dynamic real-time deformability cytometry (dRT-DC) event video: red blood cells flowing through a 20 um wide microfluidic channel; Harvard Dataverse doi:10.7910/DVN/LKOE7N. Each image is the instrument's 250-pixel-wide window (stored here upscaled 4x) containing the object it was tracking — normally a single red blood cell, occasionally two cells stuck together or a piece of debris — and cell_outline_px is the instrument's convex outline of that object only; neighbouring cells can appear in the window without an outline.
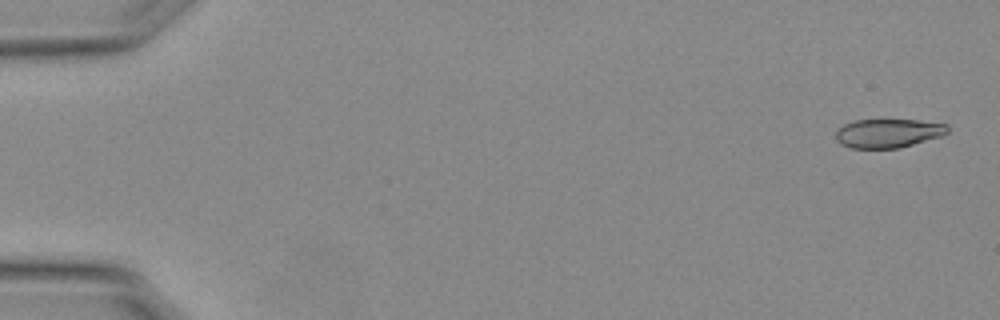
{"species": "Egyptian fruit bat (a non-hibernating species)", "species_latin": "Rousettus aegyptiacus", "temperature_condition": "warm", "stored_images_in_passage": 51, "camera_frame_rate_fps": 3000, "um_per_image_px": 0.085, "animal": {"sex": "female"}, "frame": {"image": 1, "passage_image": 2, "time_ms": 0.333, "image_size_px": [1000, 320], "cell_outline_px": [[948, 132], [940, 136], [900, 148], [852, 148], [840, 144], [836, 140], [836, 132], [844, 124], [856, 120], [884, 116], [920, 120], [948, 124]], "centroid_in_image_um": [75.49, 11.26], "position_along_channel_um": 9.5, "area_um2": 19.65}}
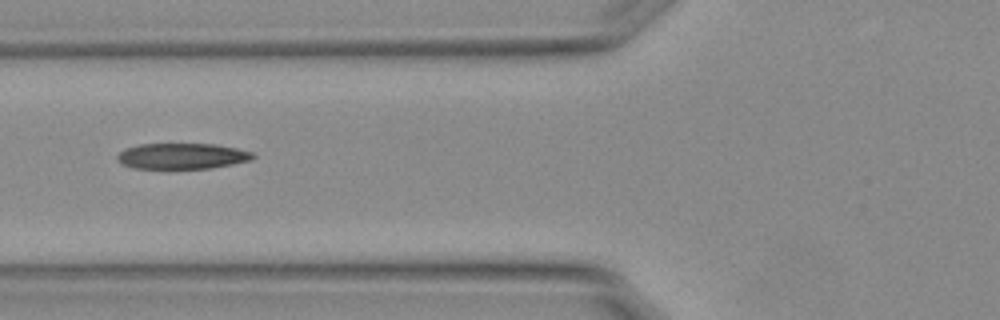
{"frame": {"image": 2, "passage_image": 22, "time_ms": 7.0, "image_size_px": [1000, 320], "cell_outline_px": [[256, 156], [252, 160], [212, 168], [132, 168], [124, 164], [116, 156], [124, 148], [136, 144], [216, 144], [236, 148], [252, 152]], "centroid_in_image_um": [15.5, 13.26], "position_along_channel_um": 110.3, "area_um2": 20.35}}
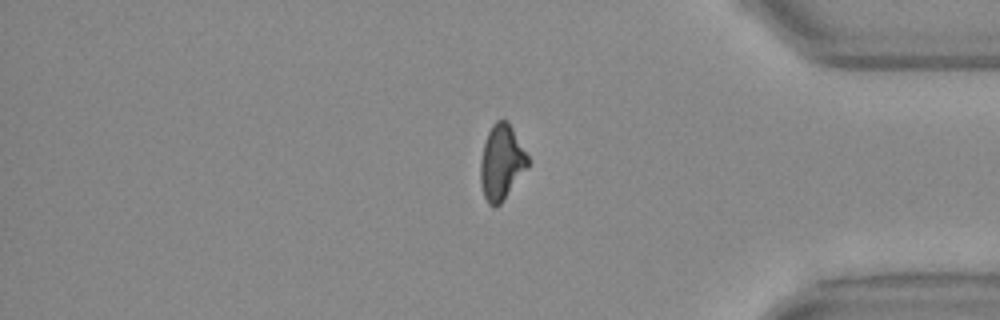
{"frame": {"image": 3, "passage_image": 46, "time_ms": 15.0, "image_size_px": [1000, 320], "cell_outline_px": [[528, 168], [500, 204], [496, 208], [492, 208], [488, 204], [484, 196], [480, 184], [480, 160], [484, 144], [488, 132], [492, 124], [496, 120], [508, 120], [528, 156]], "centroid_in_image_um": [42.61, 13.82], "position_along_channel_um": 392.6, "area_um2": 20.87}}